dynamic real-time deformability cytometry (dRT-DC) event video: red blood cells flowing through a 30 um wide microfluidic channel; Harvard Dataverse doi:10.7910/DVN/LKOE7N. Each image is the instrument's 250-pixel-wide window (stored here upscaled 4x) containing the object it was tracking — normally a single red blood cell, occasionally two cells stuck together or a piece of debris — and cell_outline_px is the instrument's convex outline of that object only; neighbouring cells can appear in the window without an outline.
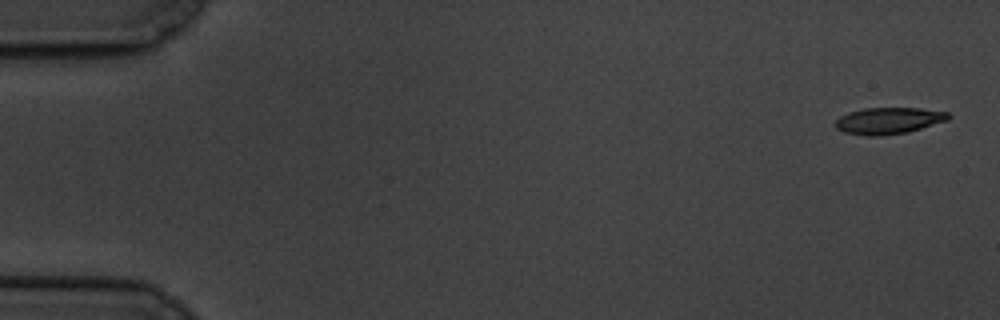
{"species": "common noctule bat (a hibernating species)", "species_latin": "Nyctalus noctula", "temperature_condition": "cold", "stored_images_in_passage": 6, "camera_frame_rate_fps": 3000, "um_per_image_px": 0.085, "animal": {"sex": "male", "body_mass_g": 19.5, "forearm_length_mm": 54.6}, "frame": {"image": 1, "passage_image": 1, "time_ms": 0.0, "image_size_px": [1000, 320], "cell_outline_px": [[952, 116], [948, 120], [908, 132], [876, 136], [868, 136], [844, 132], [836, 128], [832, 124], [840, 116], [848, 112], [864, 108], [920, 108], [948, 112]], "centroid_in_image_um": [75.51, 10.25], "position_along_channel_um": 9.5, "area_um2": 17.57}}
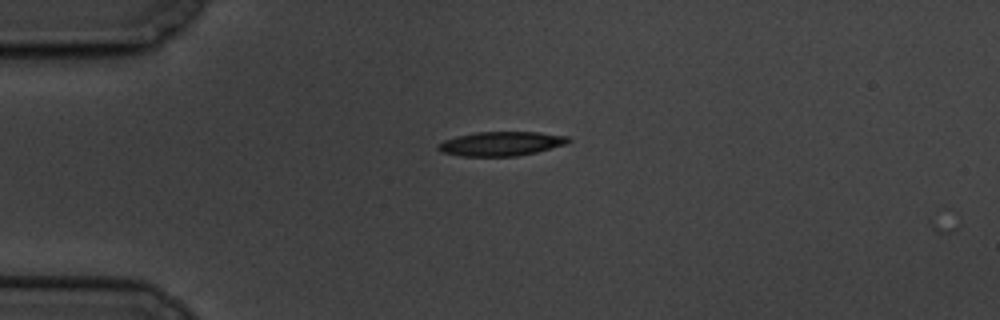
{"frame": {"image": 2, "passage_image": 4, "time_ms": 4.333, "image_size_px": [1000, 320], "cell_outline_px": [[572, 140], [564, 144], [536, 152], [516, 156], [460, 156], [440, 152], [436, 148], [436, 144], [444, 140], [456, 136], [476, 132], [540, 132], [568, 136]], "centroid_in_image_um": [42.54, 12.21], "position_along_channel_um": 42.5, "area_um2": 18.44}}
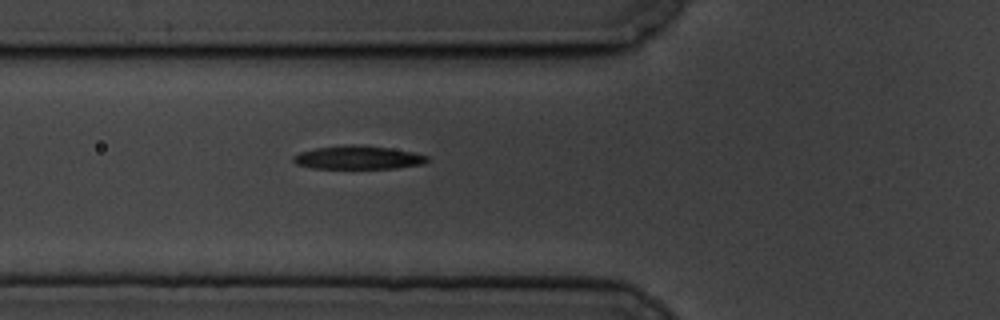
{"frame": {"image": 3, "passage_image": 6, "time_ms": 6.667, "image_size_px": [1000, 320], "cell_outline_px": [[428, 160], [424, 164], [396, 168], [312, 168], [296, 164], [292, 160], [292, 156], [300, 152], [316, 148], [344, 144], [364, 144], [392, 148], [412, 152], [428, 156]], "centroid_in_image_um": [30.43, 13.37], "position_along_channel_um": 95.4, "area_um2": 18.5}}